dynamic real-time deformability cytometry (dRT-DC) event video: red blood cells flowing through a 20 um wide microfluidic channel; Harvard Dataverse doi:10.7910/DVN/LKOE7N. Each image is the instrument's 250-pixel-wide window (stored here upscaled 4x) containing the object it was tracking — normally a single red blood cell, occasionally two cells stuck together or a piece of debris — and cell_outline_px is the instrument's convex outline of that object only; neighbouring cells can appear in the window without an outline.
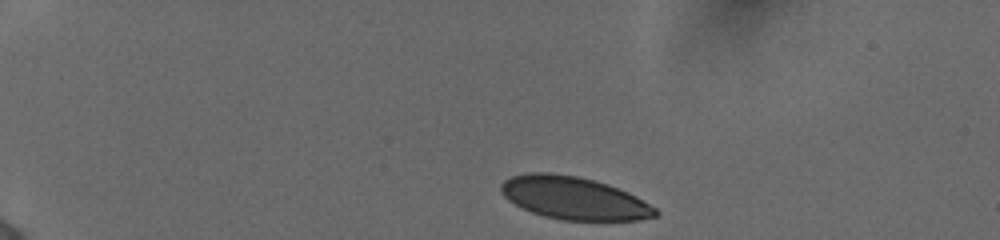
{"species": "human", "species_latin": "Homo sapiens", "temperature_condition": "cold", "stored_images_in_passage": 43, "camera_frame_rate_fps": 3000, "um_per_image_px": 0.085, "donor": {"sex": "female"}, "frame": {"image": 1, "passage_image": 1, "time_ms": 0.0, "image_size_px": [1000, 240], "cell_outline_px": [[660, 212], [656, 216], [640, 220], [560, 220], [544, 216], [532, 212], [508, 200], [500, 192], [500, 184], [504, 180], [512, 176], [528, 172], [548, 172], [576, 176], [608, 184], [628, 192], [636, 196], [656, 208]], "centroid_in_image_um": [48.78, 16.83], "position_along_channel_um": 36.2, "area_um2": 38.38}}
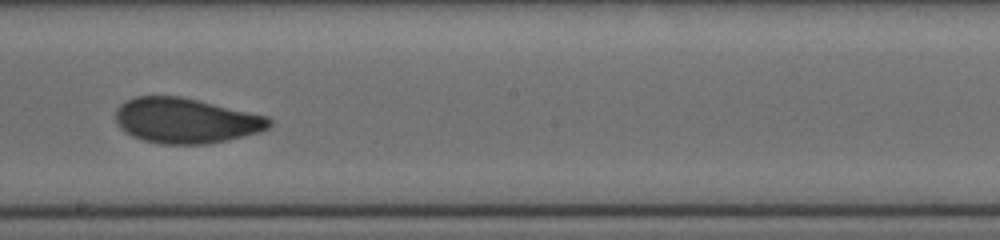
{"frame": {"image": 2, "passage_image": 23, "time_ms": 7.333, "image_size_px": [1000, 240], "cell_outline_px": [[272, 124], [268, 128], [260, 132], [244, 136], [208, 144], [160, 144], [144, 140], [132, 136], [124, 132], [116, 124], [116, 108], [124, 100], [136, 96], [180, 96], [268, 116], [272, 120]], "centroid_in_image_um": [15.77, 10.25], "position_along_channel_um": 232.4, "area_um2": 40.69}}
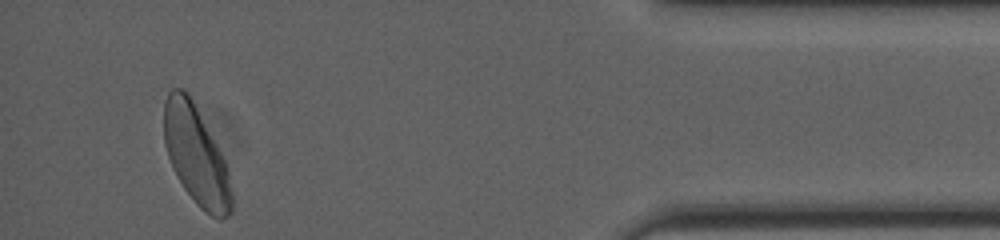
{"frame": {"image": 3, "passage_image": 41, "time_ms": 13.333, "image_size_px": [1000, 240], "cell_outline_px": [[232, 212], [228, 216], [220, 220], [204, 212], [196, 204], [184, 188], [172, 168], [164, 144], [164, 104], [168, 92], [172, 88], [184, 88], [188, 92], [216, 144], [224, 160], [228, 172], [232, 192]], "centroid_in_image_um": [16.65, 13.22], "position_along_channel_um": 418.5, "area_um2": 38.84}, "authors_computed_cell_mechanics": {"area_um2": 40.1132, "velocity_mm_per_s": 3.8678, "shape_relaxation_time_tau1_ms": 5.841, "shape_relaxation_time_tau2_ms": 0.8762, "deformation_change_tau1": 0.1447, "deformation_change_tau2": 0.0547}}